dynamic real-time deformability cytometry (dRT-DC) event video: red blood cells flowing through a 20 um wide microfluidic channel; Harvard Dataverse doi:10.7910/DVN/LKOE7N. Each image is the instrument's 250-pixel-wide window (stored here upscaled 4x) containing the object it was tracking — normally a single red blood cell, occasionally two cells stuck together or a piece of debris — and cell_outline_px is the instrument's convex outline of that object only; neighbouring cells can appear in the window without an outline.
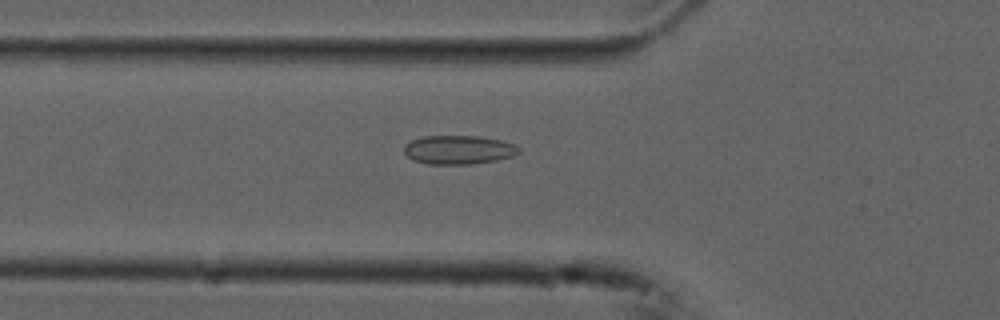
{"species": "common noctule bat (a hibernating species)", "species_latin": "Nyctalus noctula", "temperature_condition": "cold", "stored_images_in_passage": 54, "camera_frame_rate_fps": 3000, "um_per_image_px": 0.085, "animal": {"sex": "male", "forearm_length_mm": 52.5}, "frame": {"image": 1, "passage_image": 19, "time_ms": 6.0, "image_size_px": [1000, 320], "cell_outline_px": [[520, 152], [512, 156], [496, 160], [472, 164], [428, 164], [416, 160], [408, 156], [404, 152], [404, 144], [412, 140], [424, 136], [480, 136], [500, 140], [516, 144], [520, 148]], "centroid_in_image_um": [39.0, 12.72], "position_along_channel_um": 86.8, "area_um2": 19.25}}
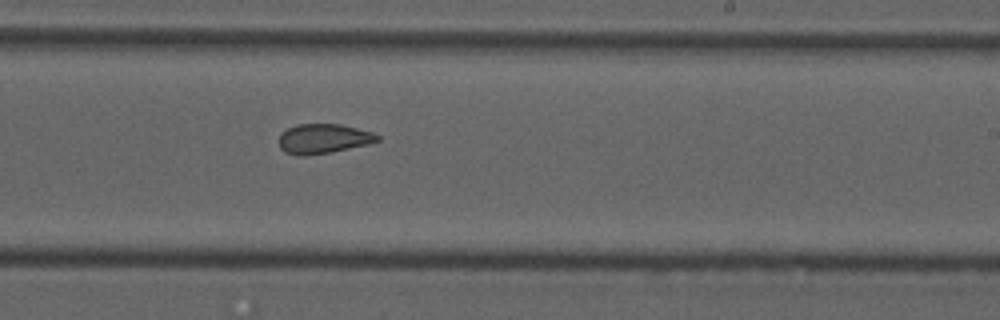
{"frame": {"image": 2, "passage_image": 33, "time_ms": 10.667, "image_size_px": [1000, 320], "cell_outline_px": [[380, 140], [368, 144], [332, 152], [304, 156], [300, 156], [284, 152], [280, 148], [280, 132], [296, 124], [340, 124], [372, 132], [380, 136]], "centroid_in_image_um": [27.47, 11.79], "position_along_channel_um": 261.5, "area_um2": 17.05}}
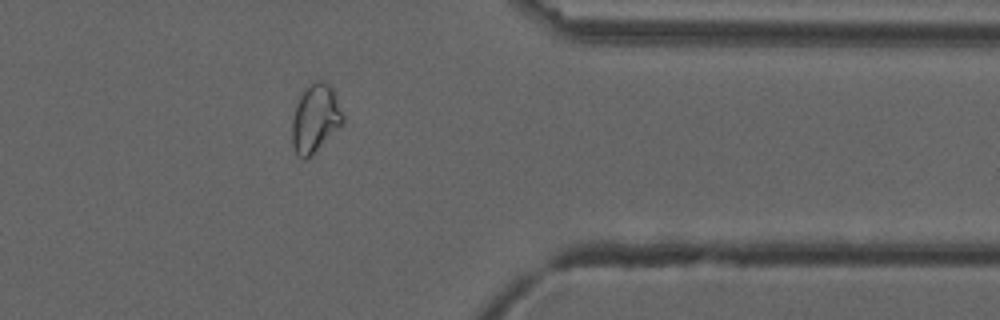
{"frame": {"image": 3, "passage_image": 44, "time_ms": 14.333, "image_size_px": [1000, 320], "cell_outline_px": [[344, 124], [312, 156], [304, 160], [296, 152], [292, 144], [292, 120], [296, 104], [304, 88], [312, 80], [320, 80], [328, 84], [332, 88], [344, 116]], "centroid_in_image_um": [26.81, 10.07], "position_along_channel_um": 384.6, "area_um2": 20.46}, "authors_computed_cell_mechanics": {"area_um2": 19.9699, "velocity_mm_per_s": 3.7414, "shape_relaxation_time_tau1_ms": null, "shape_relaxation_time_tau2_ms": 2.0123, "deformation_change_tau1": null, "deformation_change_tau2": 0.0744}}